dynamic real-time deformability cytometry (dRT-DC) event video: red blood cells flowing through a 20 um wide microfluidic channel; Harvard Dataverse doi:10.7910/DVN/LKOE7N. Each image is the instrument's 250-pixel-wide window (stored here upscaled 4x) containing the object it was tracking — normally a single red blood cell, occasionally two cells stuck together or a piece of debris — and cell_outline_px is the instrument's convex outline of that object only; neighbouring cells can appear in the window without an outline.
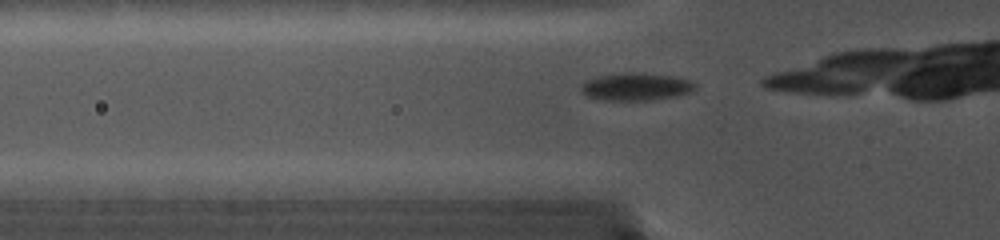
{"species": "common noctule bat (a hibernating species)", "species_latin": "Nyctalus noctula", "temperature_condition": "cold", "stored_images_in_passage": 46, "camera_frame_rate_fps": 5000, "um_per_image_px": 0.085, "animal": {"sex": "female", "body_mass_g": 19.0, "forearm_length_mm": 56.7}, "frame": {"image": 1, "passage_image": 2, "time_ms": 0.2, "image_size_px": [1000, 240], "cell_outline_px": [[696, 88], [688, 92], [676, 96], [652, 100], [600, 100], [588, 96], [580, 92], [580, 84], [584, 80], [596, 76], [624, 72], [632, 72], [672, 76], [692, 80], [696, 84]], "centroid_in_image_um": [54.0, 7.36], "position_along_channel_um": 71.8, "area_um2": 18.55}}
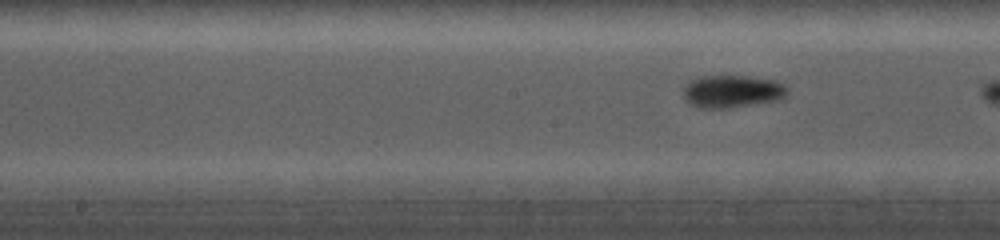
{"frame": {"image": 2, "passage_image": 17, "time_ms": 3.2, "image_size_px": [1000, 240], "cell_outline_px": [[788, 92], [780, 100], [728, 108], [696, 108], [688, 104], [684, 100], [684, 88], [688, 80], [696, 76], [748, 76], [776, 80], [784, 84], [788, 88]], "centroid_in_image_um": [62.2, 7.77], "position_along_channel_um": 186.0, "area_um2": 20.17}}
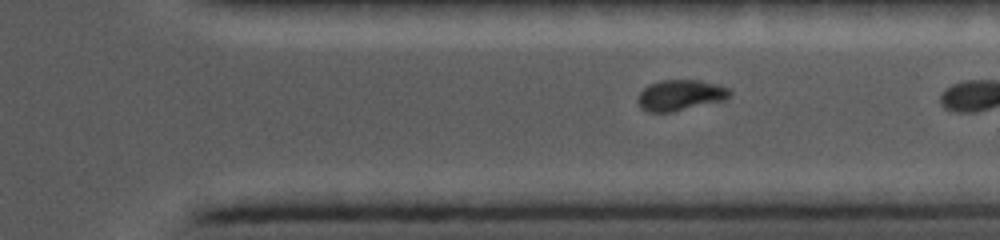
{"frame": {"image": 3, "passage_image": 39, "time_ms": 7.6, "image_size_px": [1000, 240], "cell_outline_px": [[732, 96], [724, 100], [672, 112], [648, 112], [640, 108], [636, 100], [640, 92], [648, 84], [660, 80], [700, 80], [720, 84], [728, 88], [732, 92]], "centroid_in_image_um": [57.83, 8.08], "position_along_channel_um": 353.6, "area_um2": 16.76}}